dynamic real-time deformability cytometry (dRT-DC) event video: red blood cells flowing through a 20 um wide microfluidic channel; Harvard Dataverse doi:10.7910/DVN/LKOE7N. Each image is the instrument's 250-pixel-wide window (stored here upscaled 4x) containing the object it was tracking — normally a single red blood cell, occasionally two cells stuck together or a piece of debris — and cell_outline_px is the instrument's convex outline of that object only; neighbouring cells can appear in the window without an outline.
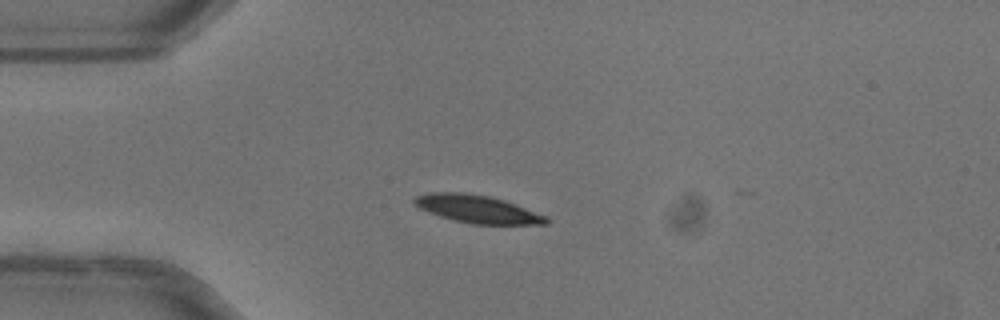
{"species": "common noctule bat (a hibernating species)", "species_latin": "Nyctalus noctula", "temperature_condition": "warm", "stored_images_in_passage": 15, "camera_frame_rate_fps": 3000, "um_per_image_px": 0.085, "animal": {"sex": "female"}, "frame": {"image": 1, "passage_image": 1, "time_ms": 0.0, "image_size_px": [1000, 320], "cell_outline_px": [[548, 224], [472, 224], [452, 220], [416, 208], [412, 204], [412, 200], [416, 196], [432, 192], [464, 192], [492, 196], [516, 204], [548, 216]], "centroid_in_image_um": [40.54, 17.76], "position_along_channel_um": 44.5, "area_um2": 21.68}}
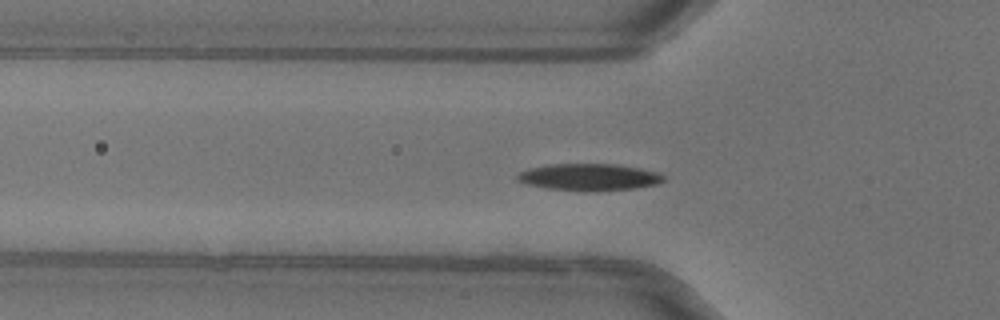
{"frame": {"image": 2, "passage_image": 5, "time_ms": 1.333, "image_size_px": [1000, 320], "cell_outline_px": [[664, 180], [656, 184], [636, 188], [596, 192], [592, 192], [544, 188], [528, 184], [520, 180], [516, 176], [520, 172], [528, 168], [548, 164], [616, 164], [640, 168], [656, 172], [664, 176]], "centroid_in_image_um": [50.08, 15.06], "position_along_channel_um": 75.7, "area_um2": 23.0}}